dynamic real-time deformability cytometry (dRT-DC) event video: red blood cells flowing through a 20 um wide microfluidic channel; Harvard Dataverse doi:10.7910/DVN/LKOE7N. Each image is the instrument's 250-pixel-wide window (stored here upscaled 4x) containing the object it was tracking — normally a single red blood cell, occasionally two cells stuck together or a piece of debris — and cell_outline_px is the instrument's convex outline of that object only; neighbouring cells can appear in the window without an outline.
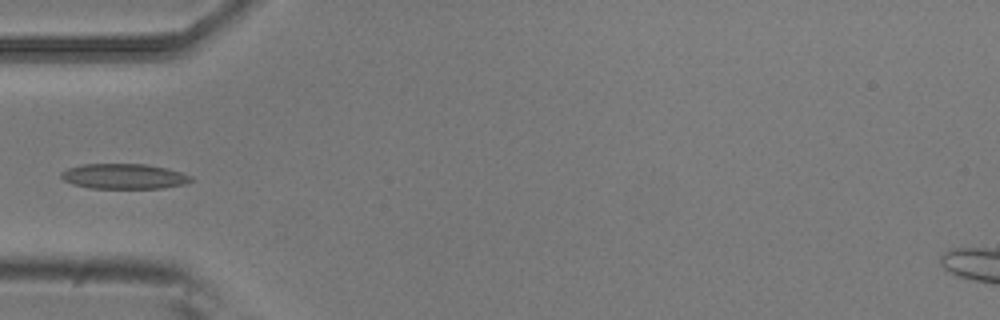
{"species": "common noctule bat (a hibernating species)", "species_latin": "Nyctalus noctula", "temperature_condition": "room temperature", "stored_images_in_passage": 5, "camera_frame_rate_fps": 3000, "um_per_image_px": 0.085, "animal": {"sex": "male", "body_mass_g": 20.5, "forearm_length_mm": 52.5}, "frame": {"image": 1, "passage_image": 5, "time_ms": 1.333, "image_size_px": [1000, 320], "cell_outline_px": [[196, 180], [188, 184], [160, 188], [92, 188], [72, 184], [64, 180], [60, 176], [60, 172], [68, 168], [84, 164], [148, 164], [168, 168], [192, 176]], "centroid_in_image_um": [10.59, 14.99], "position_along_channel_um": 74.4, "area_um2": 19.25}}